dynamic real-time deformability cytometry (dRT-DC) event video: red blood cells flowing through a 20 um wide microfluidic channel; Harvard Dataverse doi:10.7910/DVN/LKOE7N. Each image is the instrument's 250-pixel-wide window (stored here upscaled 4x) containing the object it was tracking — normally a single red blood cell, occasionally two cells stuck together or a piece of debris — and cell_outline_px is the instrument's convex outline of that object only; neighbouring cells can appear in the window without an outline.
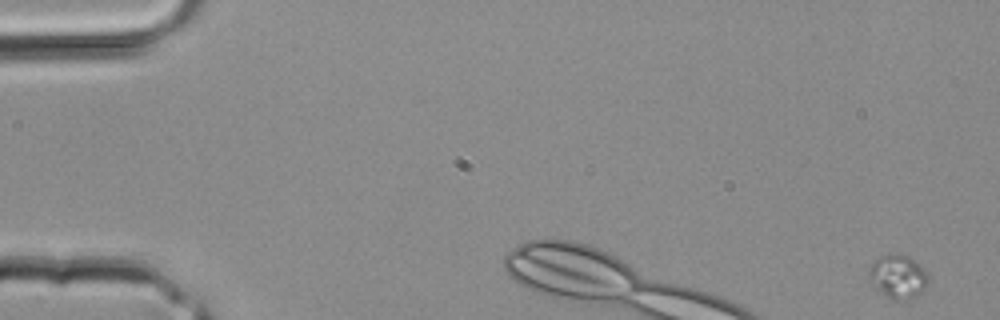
{"species": "common noctule bat (a hibernating species)", "species_latin": "Nyctalus noctula", "temperature_condition": "room temperature", "stored_images_in_passage": 3, "camera_frame_rate_fps": 3000, "um_per_image_px": 0.085, "animal": {"sex": "male", "body_mass_g": 20.4}, "frame": {"image": 1, "passage_image": 1, "time_ms": 0.0, "image_size_px": [1000, 320], "cell_outline_px": [[928, 284], [924, 292], [912, 300], [896, 300], [884, 296], [868, 280], [868, 272], [872, 264], [880, 256], [908, 256], [924, 268], [928, 272]], "centroid_in_image_um": [76.37, 23.58], "position_along_channel_um": 8.6, "area_um2": 15.14}}